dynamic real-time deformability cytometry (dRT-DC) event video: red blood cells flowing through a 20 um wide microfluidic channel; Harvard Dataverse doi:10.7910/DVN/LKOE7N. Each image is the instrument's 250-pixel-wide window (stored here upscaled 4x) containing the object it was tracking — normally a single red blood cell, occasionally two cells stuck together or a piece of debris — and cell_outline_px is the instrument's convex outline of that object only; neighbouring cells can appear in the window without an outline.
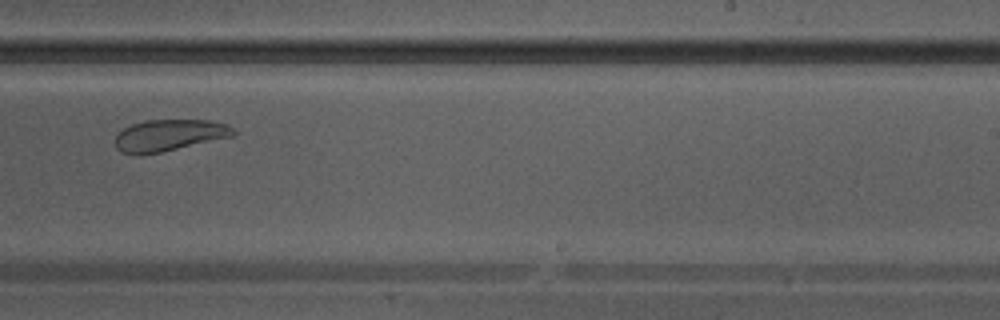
{"species": "Egyptian fruit bat (a non-hibernating species)", "species_latin": "Rousettus aegyptiacus", "temperature_condition": "warm", "stored_images_in_passage": 33, "camera_frame_rate_fps": 3000, "um_per_image_px": 0.085, "animal": {"sex": "male"}, "frame": {"image": 1, "passage_image": 19, "time_ms": 6.0, "image_size_px": [1000, 320], "cell_outline_px": [[236, 132], [232, 136], [160, 152], [136, 156], [120, 152], [116, 148], [116, 136], [124, 128], [132, 124], [144, 120], [208, 120], [224, 124], [232, 128]], "centroid_in_image_um": [14.31, 11.5], "position_along_channel_um": 274.7, "area_um2": 21.5}}